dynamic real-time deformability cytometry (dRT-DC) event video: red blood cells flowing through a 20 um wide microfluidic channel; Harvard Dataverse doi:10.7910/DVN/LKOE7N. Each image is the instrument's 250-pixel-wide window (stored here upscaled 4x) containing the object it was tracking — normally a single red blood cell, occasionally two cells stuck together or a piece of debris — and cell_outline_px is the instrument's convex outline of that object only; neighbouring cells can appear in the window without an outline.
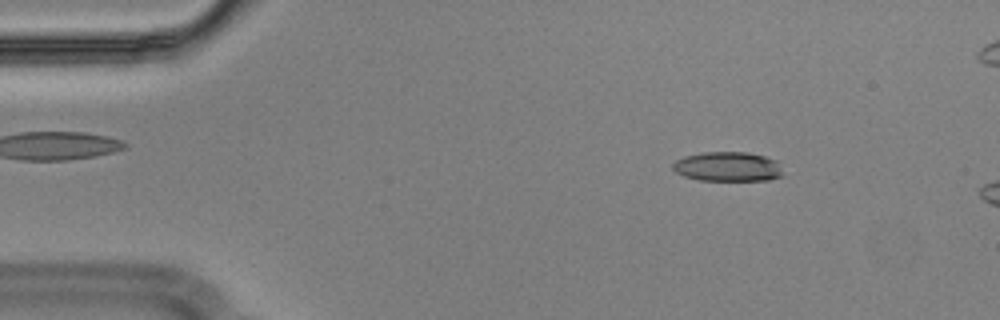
{"species": "Egyptian fruit bat (a non-hibernating species)", "species_latin": "Rousettus aegyptiacus", "temperature_condition": "cold", "stored_images_in_passage": 12, "camera_frame_rate_fps": 3000, "um_per_image_px": 0.085, "animal": {"sex": "male"}, "frame": {"image": 1, "passage_image": 7, "time_ms": 2.0, "image_size_px": [1000, 320], "cell_outline_px": [[784, 176], [768, 180], [700, 180], [684, 176], [676, 172], [672, 168], [672, 164], [676, 160], [684, 156], [704, 152], [748, 152], [764, 156], [776, 160]], "centroid_in_image_um": [61.86, 14.16], "position_along_channel_um": 23.1, "area_um2": 18.96}}